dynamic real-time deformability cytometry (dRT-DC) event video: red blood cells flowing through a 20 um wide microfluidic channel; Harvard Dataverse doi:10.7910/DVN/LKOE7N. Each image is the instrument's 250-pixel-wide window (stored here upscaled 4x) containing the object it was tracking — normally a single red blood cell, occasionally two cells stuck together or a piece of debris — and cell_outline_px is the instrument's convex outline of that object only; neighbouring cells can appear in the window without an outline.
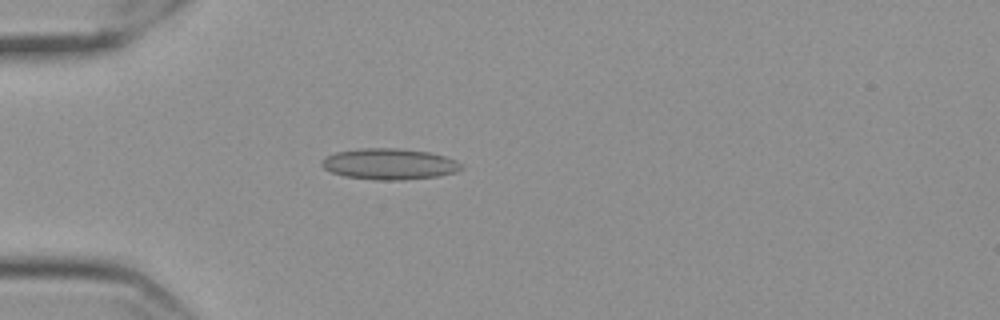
{"species": "Egyptian fruit bat (a non-hibernating species)", "species_latin": "Rousettus aegyptiacus", "temperature_condition": "cold", "stored_images_in_passage": 45, "camera_frame_rate_fps": 3000, "um_per_image_px": 0.085, "frame": {"image": 1, "passage_image": 4, "time_ms": 1.0, "image_size_px": [1000, 320], "cell_outline_px": [[464, 168], [456, 172], [440, 176], [404, 180], [376, 180], [344, 176], [332, 172], [324, 168], [320, 164], [324, 156], [336, 152], [360, 148], [396, 148], [428, 152], [444, 156], [456, 160]], "centroid_in_image_um": [33.09, 13.94], "position_along_channel_um": 51.9, "area_um2": 25.37}}
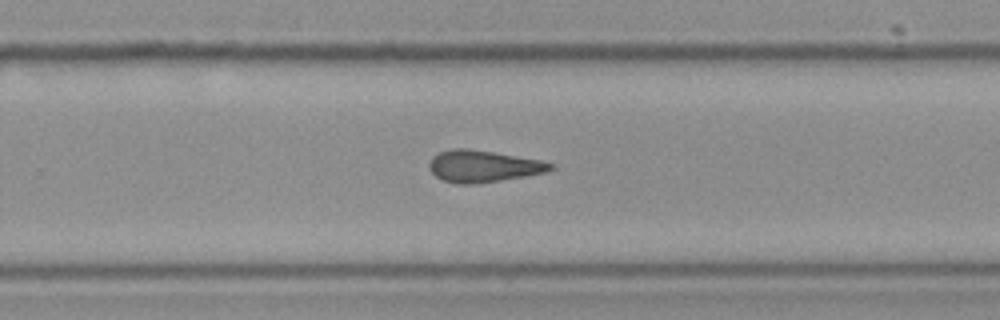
{"frame": {"image": 2, "passage_image": 25, "time_ms": 8.0, "image_size_px": [1000, 320], "cell_outline_px": [[556, 168], [544, 172], [524, 176], [500, 180], [472, 184], [456, 184], [444, 180], [436, 176], [428, 168], [428, 164], [432, 156], [440, 152], [452, 148], [468, 148], [540, 160], [556, 164]], "centroid_in_image_um": [41.05, 14.12], "position_along_channel_um": 288.8, "area_um2": 22.37}}
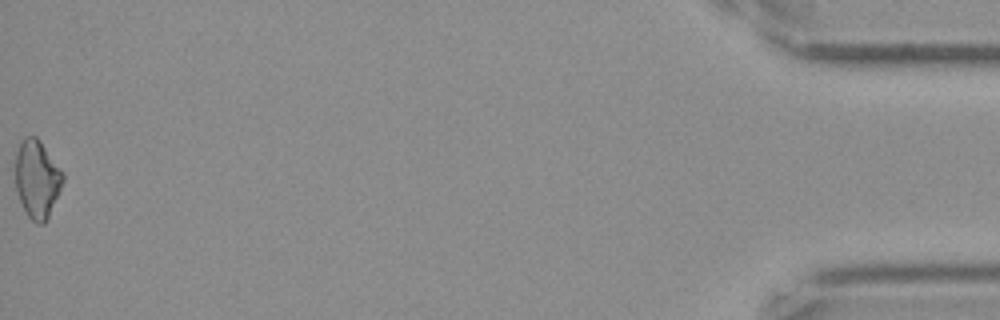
{"frame": {"image": 3, "passage_image": 45, "time_ms": 14.667, "image_size_px": [1000, 320], "cell_outline_px": [[64, 180], [48, 216], [44, 224], [36, 224], [28, 216], [20, 200], [16, 188], [16, 152], [20, 140], [24, 136], [36, 136], [40, 140], [64, 172]], "centroid_in_image_um": [3.15, 15.17], "position_along_channel_um": 432.0, "area_um2": 21.5}, "authors_computed_cell_mechanics": {"area_um2": 22.1374, "velocity_mm_per_s": 3.5548, "shape_relaxation_time_tau1_ms": null, "shape_relaxation_time_tau2_ms": 3.9485, "deformation_change_tau1": null, "deformation_change_tau2": 0.1225}}